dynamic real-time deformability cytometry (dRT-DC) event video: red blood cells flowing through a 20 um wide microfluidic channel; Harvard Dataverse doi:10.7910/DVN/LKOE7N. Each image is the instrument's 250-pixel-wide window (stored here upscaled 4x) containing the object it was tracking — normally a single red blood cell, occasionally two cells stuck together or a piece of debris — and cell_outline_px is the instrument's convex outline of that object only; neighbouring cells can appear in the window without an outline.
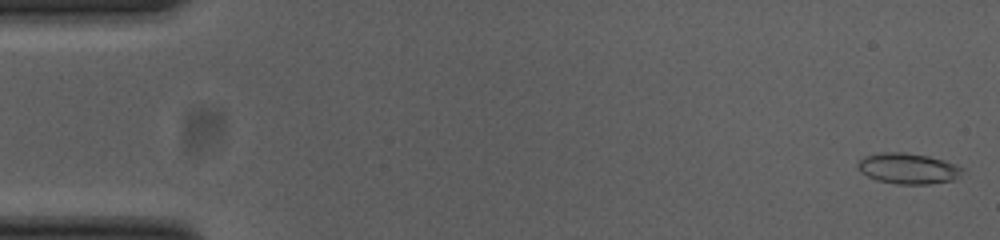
{"species": "common noctule bat (a hibernating species)", "species_latin": "Nyctalus noctula", "temperature_condition": "cold", "stored_images_in_passage": 55, "camera_frame_rate_fps": 3000, "um_per_image_px": 0.085, "animal": {"sex": "female", "body_mass_g": 23.0, "forearm_length_mm": 53.4}, "frame": {"image": 1, "passage_image": 1, "time_ms": 0.0, "image_size_px": [1000, 240], "cell_outline_px": [[964, 168], [960, 176], [952, 180], [928, 184], [896, 184], [876, 180], [860, 172], [856, 168], [856, 164], [864, 156], [880, 152], [904, 152], [928, 156], [944, 160], [956, 164]], "centroid_in_image_um": [77.16, 14.32], "position_along_channel_um": 7.8, "area_um2": 18.9}}
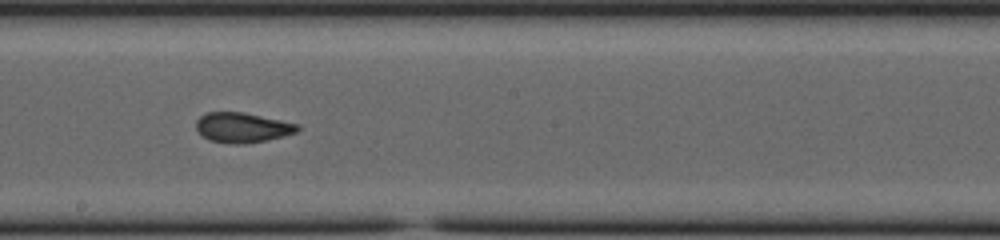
{"frame": {"image": 2, "passage_image": 30, "time_ms": 9.667, "image_size_px": [1000, 240], "cell_outline_px": [[300, 128], [296, 132], [264, 140], [244, 144], [232, 144], [208, 140], [196, 128], [196, 120], [200, 116], [208, 112], [244, 112], [300, 124]], "centroid_in_image_um": [20.59, 10.83], "position_along_channel_um": 227.6, "area_um2": 17.57}}
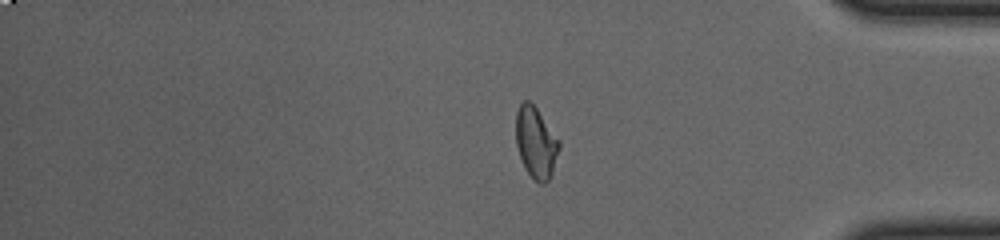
{"frame": {"image": 3, "passage_image": 45, "time_ms": 14.667, "image_size_px": [1000, 240], "cell_outline_px": [[560, 148], [552, 172], [548, 180], [544, 184], [540, 184], [528, 172], [520, 156], [516, 144], [516, 112], [520, 104], [524, 100], [528, 100], [536, 108], [560, 140]], "centroid_in_image_um": [45.56, 12.1], "position_along_channel_um": 389.6, "area_um2": 17.69}, "authors_computed_cell_mechanics": {"area_um2": 17.9758, "velocity_mm_per_s": 3.7025, "shape_relaxation_time_tau1_ms": null, "shape_relaxation_time_tau2_ms": 1.3862, "deformation_change_tau1": null, "deformation_change_tau2": 0.0685}}